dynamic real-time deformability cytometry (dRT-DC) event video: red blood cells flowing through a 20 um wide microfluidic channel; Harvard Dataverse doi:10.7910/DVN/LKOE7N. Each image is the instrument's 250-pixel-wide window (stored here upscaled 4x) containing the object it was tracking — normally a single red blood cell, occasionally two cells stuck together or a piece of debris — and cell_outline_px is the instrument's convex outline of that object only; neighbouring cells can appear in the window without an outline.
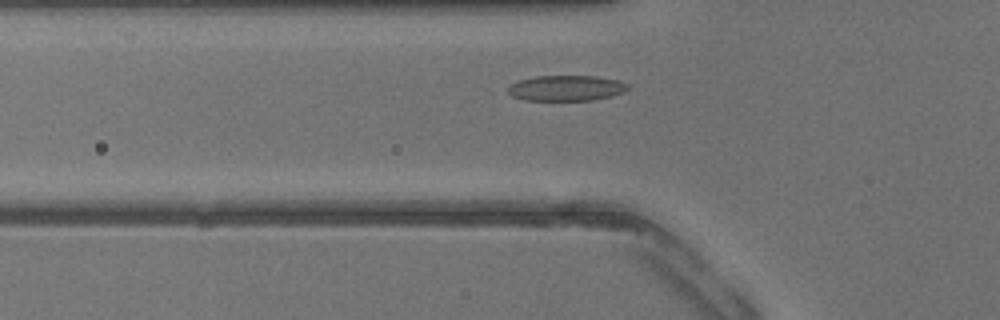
{"species": "common noctule bat (a hibernating species)", "species_latin": "Nyctalus noctula", "temperature_condition": "warm", "stored_images_in_passage": 33, "camera_frame_rate_fps": 3000, "um_per_image_px": 0.085, "animal": {"sex": "male", "body_mass_g": 13.3}, "frame": {"image": 1, "passage_image": 6, "time_ms": 1.667, "image_size_px": [1000, 320], "cell_outline_px": [[628, 88], [624, 92], [592, 100], [524, 100], [512, 96], [508, 92], [508, 84], [520, 80], [536, 76], [596, 76], [616, 80], [628, 84]], "centroid_in_image_um": [48.08, 7.48], "position_along_channel_um": 77.7, "area_um2": 17.69}}
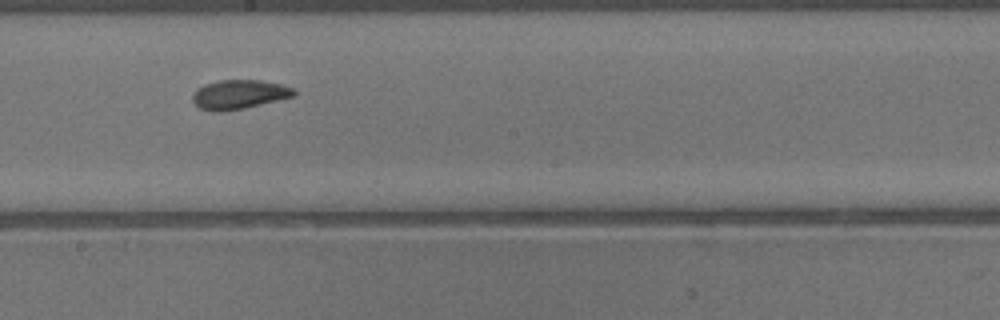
{"frame": {"image": 2, "passage_image": 15, "time_ms": 4.667, "image_size_px": [1000, 320], "cell_outline_px": [[296, 96], [244, 108], [220, 112], [212, 112], [200, 108], [192, 100], [192, 96], [196, 88], [204, 84], [220, 80], [260, 80], [280, 84], [292, 88], [296, 92]], "centroid_in_image_um": [20.3, 8.03], "position_along_channel_um": 227.9, "area_um2": 17.28}}
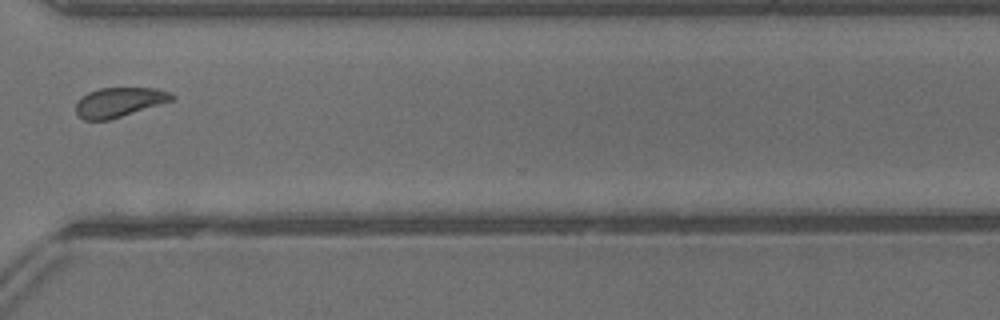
{"frame": {"image": 3, "passage_image": 23, "time_ms": 7.333, "image_size_px": [1000, 320], "cell_outline_px": [[176, 100], [108, 120], [84, 120], [76, 112], [76, 104], [88, 92], [100, 88], [156, 88], [172, 92], [176, 96]], "centroid_in_image_um": [10.22, 8.68], "position_along_channel_um": 360.4, "area_um2": 16.53}}